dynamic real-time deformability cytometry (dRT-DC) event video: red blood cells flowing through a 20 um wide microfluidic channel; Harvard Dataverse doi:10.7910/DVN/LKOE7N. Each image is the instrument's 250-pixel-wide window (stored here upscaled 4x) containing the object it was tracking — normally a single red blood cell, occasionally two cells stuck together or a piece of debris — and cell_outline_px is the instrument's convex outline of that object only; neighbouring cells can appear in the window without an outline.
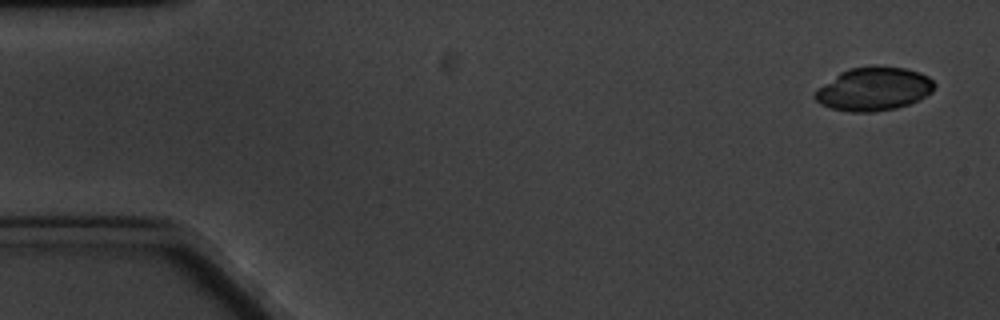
{"species": "common noctule bat (a hibernating species)", "species_latin": "Nyctalus noctula", "temperature_condition": "cold", "stored_images_in_passage": 5, "camera_frame_rate_fps": 3000, "um_per_image_px": 0.085, "animal": {"sex": "male", "body_mass_g": 20.1, "forearm_length_mm": 53.5}, "frame": {"image": 1, "passage_image": 1, "time_ms": 0.0, "image_size_px": [1000, 320], "cell_outline_px": [[936, 84], [932, 92], [908, 104], [896, 108], [872, 112], [852, 112], [832, 108], [820, 104], [812, 96], [812, 92], [816, 88], [840, 72], [848, 68], [876, 64], [904, 68], [920, 72], [928, 76]], "centroid_in_image_um": [74.22, 7.53], "position_along_channel_um": 10.8, "area_um2": 30.63}}